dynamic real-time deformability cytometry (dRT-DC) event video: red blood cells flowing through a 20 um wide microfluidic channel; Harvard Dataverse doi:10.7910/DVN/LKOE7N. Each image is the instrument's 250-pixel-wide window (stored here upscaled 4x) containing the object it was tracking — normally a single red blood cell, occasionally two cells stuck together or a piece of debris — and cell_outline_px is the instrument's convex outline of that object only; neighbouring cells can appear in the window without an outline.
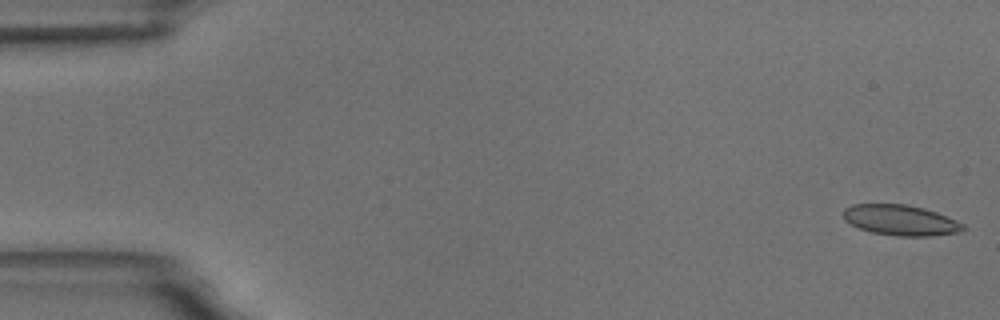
{"species": "common noctule bat (a hibernating species)", "species_latin": "Nyctalus noctula", "temperature_condition": "room temperature", "stored_images_in_passage": 57, "camera_frame_rate_fps": 3000, "um_per_image_px": 0.085, "animal": {"sex": "male", "body_mass_g": 18.8}, "frame": {"image": 1, "passage_image": 1, "time_ms": 0.0, "image_size_px": [1000, 320], "cell_outline_px": [[968, 228], [960, 232], [932, 236], [896, 236], [872, 232], [860, 228], [844, 220], [844, 208], [852, 204], [904, 204], [924, 208], [936, 212], [956, 220], [964, 224]], "centroid_in_image_um": [76.58, 18.72], "position_along_channel_um": 8.4, "area_um2": 21.33}}
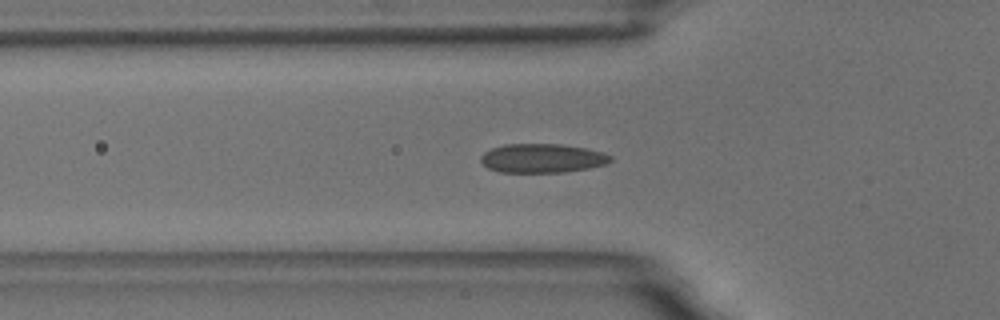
{"frame": {"image": 2, "passage_image": 19, "time_ms": 6.0, "image_size_px": [1000, 320], "cell_outline_px": [[612, 160], [604, 164], [588, 168], [564, 172], [500, 172], [488, 168], [480, 160], [480, 156], [484, 152], [492, 148], [504, 144], [560, 144], [584, 148], [604, 152], [612, 156]], "centroid_in_image_um": [46.07, 13.44], "position_along_channel_um": 79.7, "area_um2": 21.85}}
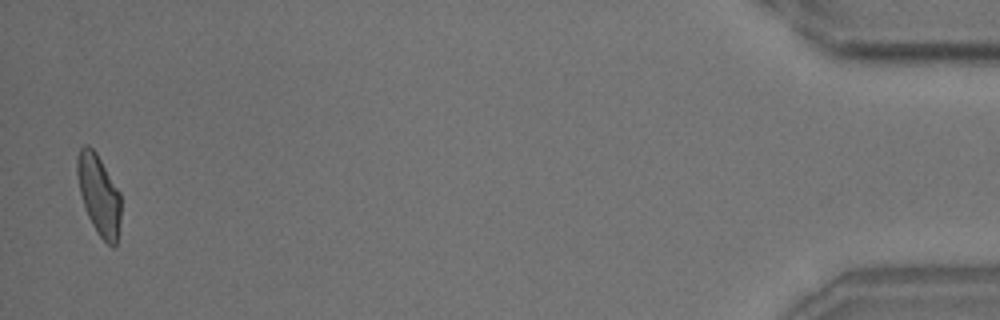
{"frame": {"image": 3, "passage_image": 56, "time_ms": 18.333, "image_size_px": [1000, 320], "cell_outline_px": [[120, 220], [116, 244], [112, 248], [96, 232], [88, 216], [80, 192], [76, 172], [76, 160], [80, 148], [84, 144], [88, 144], [96, 152], [120, 192]], "centroid_in_image_um": [8.4, 16.53], "position_along_channel_um": 426.8, "area_um2": 20.35}, "authors_computed_cell_mechanics": {"area_um2": 21.3282, "velocity_mm_per_s": 3.5239, "shape_relaxation_time_tau1_ms": null, "shape_relaxation_time_tau2_ms": 1.4049, "deformation_change_tau1": null, "deformation_change_tau2": 0.0617}}